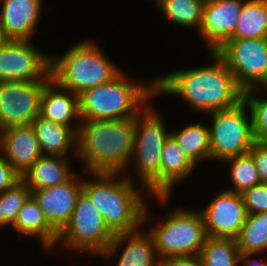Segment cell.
Here are the masks:
<instances>
[{
	"label": "cell",
	"mask_w": 267,
	"mask_h": 266,
	"mask_svg": "<svg viewBox=\"0 0 267 266\" xmlns=\"http://www.w3.org/2000/svg\"><path fill=\"white\" fill-rule=\"evenodd\" d=\"M209 65L177 69L155 76L157 96L181 98L194 113L206 115L237 105L244 91L216 52H207Z\"/></svg>",
	"instance_id": "obj_1"
},
{
	"label": "cell",
	"mask_w": 267,
	"mask_h": 266,
	"mask_svg": "<svg viewBox=\"0 0 267 266\" xmlns=\"http://www.w3.org/2000/svg\"><path fill=\"white\" fill-rule=\"evenodd\" d=\"M135 117L85 120L77 131L76 159L88 173H124L134 145Z\"/></svg>",
	"instance_id": "obj_2"
},
{
	"label": "cell",
	"mask_w": 267,
	"mask_h": 266,
	"mask_svg": "<svg viewBox=\"0 0 267 266\" xmlns=\"http://www.w3.org/2000/svg\"><path fill=\"white\" fill-rule=\"evenodd\" d=\"M83 175L87 176H83V192L114 235L132 232L143 226L148 203L146 198L151 197L143 186L131 181L123 173L85 172Z\"/></svg>",
	"instance_id": "obj_3"
},
{
	"label": "cell",
	"mask_w": 267,
	"mask_h": 266,
	"mask_svg": "<svg viewBox=\"0 0 267 266\" xmlns=\"http://www.w3.org/2000/svg\"><path fill=\"white\" fill-rule=\"evenodd\" d=\"M123 71L111 81L79 94L81 121L136 117L151 100L156 99L155 77L137 80Z\"/></svg>",
	"instance_id": "obj_4"
},
{
	"label": "cell",
	"mask_w": 267,
	"mask_h": 266,
	"mask_svg": "<svg viewBox=\"0 0 267 266\" xmlns=\"http://www.w3.org/2000/svg\"><path fill=\"white\" fill-rule=\"evenodd\" d=\"M86 39L75 43L66 53L51 54L52 79L63 89L77 95L111 81L122 71L108 57L104 47L98 45L99 42L92 40L94 38Z\"/></svg>",
	"instance_id": "obj_5"
},
{
	"label": "cell",
	"mask_w": 267,
	"mask_h": 266,
	"mask_svg": "<svg viewBox=\"0 0 267 266\" xmlns=\"http://www.w3.org/2000/svg\"><path fill=\"white\" fill-rule=\"evenodd\" d=\"M152 102L135 117L134 145L128 166L132 163L133 171L126 169L123 174L143 186L150 196H161V152L170 130Z\"/></svg>",
	"instance_id": "obj_6"
},
{
	"label": "cell",
	"mask_w": 267,
	"mask_h": 266,
	"mask_svg": "<svg viewBox=\"0 0 267 266\" xmlns=\"http://www.w3.org/2000/svg\"><path fill=\"white\" fill-rule=\"evenodd\" d=\"M166 212L162 221L150 222L147 227L154 238L158 258L199 256L208 237L199 208L173 207Z\"/></svg>",
	"instance_id": "obj_7"
},
{
	"label": "cell",
	"mask_w": 267,
	"mask_h": 266,
	"mask_svg": "<svg viewBox=\"0 0 267 266\" xmlns=\"http://www.w3.org/2000/svg\"><path fill=\"white\" fill-rule=\"evenodd\" d=\"M211 120V161L222 164L225 159L248 153L256 142L249 106L243 99L237 105L207 114Z\"/></svg>",
	"instance_id": "obj_8"
},
{
	"label": "cell",
	"mask_w": 267,
	"mask_h": 266,
	"mask_svg": "<svg viewBox=\"0 0 267 266\" xmlns=\"http://www.w3.org/2000/svg\"><path fill=\"white\" fill-rule=\"evenodd\" d=\"M114 234L103 217L82 191L66 226L58 233L56 246L69 252L100 256L110 245Z\"/></svg>",
	"instance_id": "obj_9"
},
{
	"label": "cell",
	"mask_w": 267,
	"mask_h": 266,
	"mask_svg": "<svg viewBox=\"0 0 267 266\" xmlns=\"http://www.w3.org/2000/svg\"><path fill=\"white\" fill-rule=\"evenodd\" d=\"M215 52L244 92L267 87V38L229 39Z\"/></svg>",
	"instance_id": "obj_10"
},
{
	"label": "cell",
	"mask_w": 267,
	"mask_h": 266,
	"mask_svg": "<svg viewBox=\"0 0 267 266\" xmlns=\"http://www.w3.org/2000/svg\"><path fill=\"white\" fill-rule=\"evenodd\" d=\"M33 40H5L0 45V82L50 81L51 53Z\"/></svg>",
	"instance_id": "obj_11"
},
{
	"label": "cell",
	"mask_w": 267,
	"mask_h": 266,
	"mask_svg": "<svg viewBox=\"0 0 267 266\" xmlns=\"http://www.w3.org/2000/svg\"><path fill=\"white\" fill-rule=\"evenodd\" d=\"M49 81L0 82V131L29 125L40 114V100Z\"/></svg>",
	"instance_id": "obj_12"
},
{
	"label": "cell",
	"mask_w": 267,
	"mask_h": 266,
	"mask_svg": "<svg viewBox=\"0 0 267 266\" xmlns=\"http://www.w3.org/2000/svg\"><path fill=\"white\" fill-rule=\"evenodd\" d=\"M151 212L148 202L143 215V226L132 232L115 234L110 245L99 257L108 260L107 262L117 258L113 266H160L161 260L156 253L154 238L145 230V226L157 218Z\"/></svg>",
	"instance_id": "obj_13"
},
{
	"label": "cell",
	"mask_w": 267,
	"mask_h": 266,
	"mask_svg": "<svg viewBox=\"0 0 267 266\" xmlns=\"http://www.w3.org/2000/svg\"><path fill=\"white\" fill-rule=\"evenodd\" d=\"M199 211L207 236L210 237L236 239L247 217L241 194L225 189L216 192L210 202Z\"/></svg>",
	"instance_id": "obj_14"
},
{
	"label": "cell",
	"mask_w": 267,
	"mask_h": 266,
	"mask_svg": "<svg viewBox=\"0 0 267 266\" xmlns=\"http://www.w3.org/2000/svg\"><path fill=\"white\" fill-rule=\"evenodd\" d=\"M83 191V175L76 172L68 181L45 189L31 190L47 223L59 233L69 222L76 201Z\"/></svg>",
	"instance_id": "obj_15"
},
{
	"label": "cell",
	"mask_w": 267,
	"mask_h": 266,
	"mask_svg": "<svg viewBox=\"0 0 267 266\" xmlns=\"http://www.w3.org/2000/svg\"><path fill=\"white\" fill-rule=\"evenodd\" d=\"M244 0L204 2L198 34L207 52L217 51L235 33Z\"/></svg>",
	"instance_id": "obj_16"
},
{
	"label": "cell",
	"mask_w": 267,
	"mask_h": 266,
	"mask_svg": "<svg viewBox=\"0 0 267 266\" xmlns=\"http://www.w3.org/2000/svg\"><path fill=\"white\" fill-rule=\"evenodd\" d=\"M44 0H0V25L6 40H33Z\"/></svg>",
	"instance_id": "obj_17"
},
{
	"label": "cell",
	"mask_w": 267,
	"mask_h": 266,
	"mask_svg": "<svg viewBox=\"0 0 267 266\" xmlns=\"http://www.w3.org/2000/svg\"><path fill=\"white\" fill-rule=\"evenodd\" d=\"M0 154L22 177L43 155L32 125L13 126L0 131Z\"/></svg>",
	"instance_id": "obj_18"
},
{
	"label": "cell",
	"mask_w": 267,
	"mask_h": 266,
	"mask_svg": "<svg viewBox=\"0 0 267 266\" xmlns=\"http://www.w3.org/2000/svg\"><path fill=\"white\" fill-rule=\"evenodd\" d=\"M197 167L185 155L175 139L170 135L161 152V196H151L160 206L169 204L173 189L189 178ZM184 180V181H183ZM175 188H174V187Z\"/></svg>",
	"instance_id": "obj_19"
},
{
	"label": "cell",
	"mask_w": 267,
	"mask_h": 266,
	"mask_svg": "<svg viewBox=\"0 0 267 266\" xmlns=\"http://www.w3.org/2000/svg\"><path fill=\"white\" fill-rule=\"evenodd\" d=\"M39 116L64 126H80L79 95L51 79L42 92Z\"/></svg>",
	"instance_id": "obj_20"
},
{
	"label": "cell",
	"mask_w": 267,
	"mask_h": 266,
	"mask_svg": "<svg viewBox=\"0 0 267 266\" xmlns=\"http://www.w3.org/2000/svg\"><path fill=\"white\" fill-rule=\"evenodd\" d=\"M31 125L43 155L69 156L71 154L75 159L79 126L56 124L40 116L36 117Z\"/></svg>",
	"instance_id": "obj_21"
},
{
	"label": "cell",
	"mask_w": 267,
	"mask_h": 266,
	"mask_svg": "<svg viewBox=\"0 0 267 266\" xmlns=\"http://www.w3.org/2000/svg\"><path fill=\"white\" fill-rule=\"evenodd\" d=\"M69 157L42 155L21 179L31 190L45 189L65 183L76 173V169L72 168V159Z\"/></svg>",
	"instance_id": "obj_22"
},
{
	"label": "cell",
	"mask_w": 267,
	"mask_h": 266,
	"mask_svg": "<svg viewBox=\"0 0 267 266\" xmlns=\"http://www.w3.org/2000/svg\"><path fill=\"white\" fill-rule=\"evenodd\" d=\"M12 229L25 237L37 240L44 252L56 247L58 233L47 223L43 211L30 195L18 212ZM54 247V248H53Z\"/></svg>",
	"instance_id": "obj_23"
},
{
	"label": "cell",
	"mask_w": 267,
	"mask_h": 266,
	"mask_svg": "<svg viewBox=\"0 0 267 266\" xmlns=\"http://www.w3.org/2000/svg\"><path fill=\"white\" fill-rule=\"evenodd\" d=\"M170 135L196 167L211 160L209 125L186 123L180 130H170Z\"/></svg>",
	"instance_id": "obj_24"
},
{
	"label": "cell",
	"mask_w": 267,
	"mask_h": 266,
	"mask_svg": "<svg viewBox=\"0 0 267 266\" xmlns=\"http://www.w3.org/2000/svg\"><path fill=\"white\" fill-rule=\"evenodd\" d=\"M267 38V0H244L231 39Z\"/></svg>",
	"instance_id": "obj_25"
},
{
	"label": "cell",
	"mask_w": 267,
	"mask_h": 266,
	"mask_svg": "<svg viewBox=\"0 0 267 266\" xmlns=\"http://www.w3.org/2000/svg\"><path fill=\"white\" fill-rule=\"evenodd\" d=\"M202 0H164L156 8L161 14L176 26H181L198 33L202 23L203 15Z\"/></svg>",
	"instance_id": "obj_26"
},
{
	"label": "cell",
	"mask_w": 267,
	"mask_h": 266,
	"mask_svg": "<svg viewBox=\"0 0 267 266\" xmlns=\"http://www.w3.org/2000/svg\"><path fill=\"white\" fill-rule=\"evenodd\" d=\"M236 242L240 254L267 255V213L247 215Z\"/></svg>",
	"instance_id": "obj_27"
},
{
	"label": "cell",
	"mask_w": 267,
	"mask_h": 266,
	"mask_svg": "<svg viewBox=\"0 0 267 266\" xmlns=\"http://www.w3.org/2000/svg\"><path fill=\"white\" fill-rule=\"evenodd\" d=\"M222 163L229 167L228 175L230 185L232 184L230 187H224L225 190L241 194L244 190L261 183L255 161L249 152L225 159Z\"/></svg>",
	"instance_id": "obj_28"
},
{
	"label": "cell",
	"mask_w": 267,
	"mask_h": 266,
	"mask_svg": "<svg viewBox=\"0 0 267 266\" xmlns=\"http://www.w3.org/2000/svg\"><path fill=\"white\" fill-rule=\"evenodd\" d=\"M240 255L236 239L208 236L199 257L202 266H238Z\"/></svg>",
	"instance_id": "obj_29"
},
{
	"label": "cell",
	"mask_w": 267,
	"mask_h": 266,
	"mask_svg": "<svg viewBox=\"0 0 267 266\" xmlns=\"http://www.w3.org/2000/svg\"><path fill=\"white\" fill-rule=\"evenodd\" d=\"M30 195L31 189L22 179L0 194L1 230L14 225L19 210Z\"/></svg>",
	"instance_id": "obj_30"
},
{
	"label": "cell",
	"mask_w": 267,
	"mask_h": 266,
	"mask_svg": "<svg viewBox=\"0 0 267 266\" xmlns=\"http://www.w3.org/2000/svg\"><path fill=\"white\" fill-rule=\"evenodd\" d=\"M265 95L267 96V87H259L245 91L243 96L252 116L255 140L260 142H267V97Z\"/></svg>",
	"instance_id": "obj_31"
},
{
	"label": "cell",
	"mask_w": 267,
	"mask_h": 266,
	"mask_svg": "<svg viewBox=\"0 0 267 266\" xmlns=\"http://www.w3.org/2000/svg\"><path fill=\"white\" fill-rule=\"evenodd\" d=\"M244 206L249 214L267 213V183H259L241 193Z\"/></svg>",
	"instance_id": "obj_32"
},
{
	"label": "cell",
	"mask_w": 267,
	"mask_h": 266,
	"mask_svg": "<svg viewBox=\"0 0 267 266\" xmlns=\"http://www.w3.org/2000/svg\"><path fill=\"white\" fill-rule=\"evenodd\" d=\"M249 153L253 156L262 183H267V142L256 141Z\"/></svg>",
	"instance_id": "obj_33"
},
{
	"label": "cell",
	"mask_w": 267,
	"mask_h": 266,
	"mask_svg": "<svg viewBox=\"0 0 267 266\" xmlns=\"http://www.w3.org/2000/svg\"><path fill=\"white\" fill-rule=\"evenodd\" d=\"M21 179L7 160L0 154V194Z\"/></svg>",
	"instance_id": "obj_34"
},
{
	"label": "cell",
	"mask_w": 267,
	"mask_h": 266,
	"mask_svg": "<svg viewBox=\"0 0 267 266\" xmlns=\"http://www.w3.org/2000/svg\"><path fill=\"white\" fill-rule=\"evenodd\" d=\"M160 266H202V263L199 256H182L163 259Z\"/></svg>",
	"instance_id": "obj_35"
},
{
	"label": "cell",
	"mask_w": 267,
	"mask_h": 266,
	"mask_svg": "<svg viewBox=\"0 0 267 266\" xmlns=\"http://www.w3.org/2000/svg\"><path fill=\"white\" fill-rule=\"evenodd\" d=\"M256 256V254H241L239 257L238 266L241 264L243 266H267V256L265 254L262 255L264 256L263 258L262 256H258L259 258Z\"/></svg>",
	"instance_id": "obj_36"
},
{
	"label": "cell",
	"mask_w": 267,
	"mask_h": 266,
	"mask_svg": "<svg viewBox=\"0 0 267 266\" xmlns=\"http://www.w3.org/2000/svg\"><path fill=\"white\" fill-rule=\"evenodd\" d=\"M6 39L4 38L2 31H1V25H0V45L5 41Z\"/></svg>",
	"instance_id": "obj_37"
},
{
	"label": "cell",
	"mask_w": 267,
	"mask_h": 266,
	"mask_svg": "<svg viewBox=\"0 0 267 266\" xmlns=\"http://www.w3.org/2000/svg\"><path fill=\"white\" fill-rule=\"evenodd\" d=\"M153 1V0H152ZM162 1H164V0H154L153 2H154V6H157L159 3H161Z\"/></svg>",
	"instance_id": "obj_38"
}]
</instances>
